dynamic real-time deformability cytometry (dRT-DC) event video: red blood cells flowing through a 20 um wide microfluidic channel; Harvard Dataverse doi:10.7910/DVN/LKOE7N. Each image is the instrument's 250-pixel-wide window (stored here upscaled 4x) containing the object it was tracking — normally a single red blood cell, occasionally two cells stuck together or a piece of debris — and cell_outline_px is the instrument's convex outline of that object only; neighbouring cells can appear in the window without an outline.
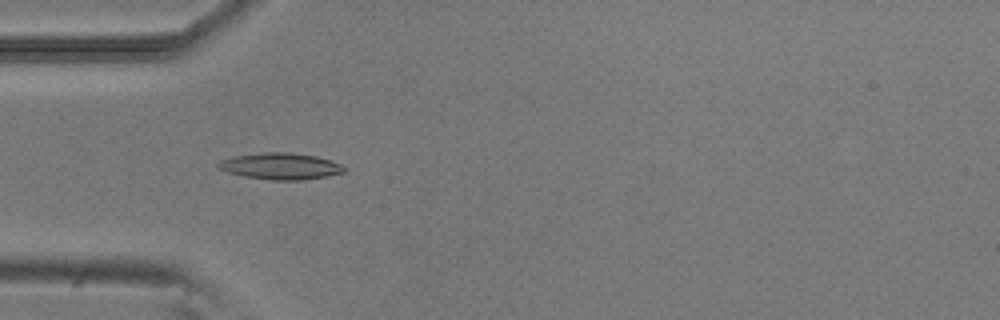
{"species": "common noctule bat (a hibernating species)", "species_latin": "Nyctalus noctula", "temperature_condition": "room temperature", "stored_images_in_passage": 5, "camera_frame_rate_fps": 3000, "um_per_image_px": 0.085, "animal": {"sex": "male", "body_mass_g": 20.5, "forearm_length_mm": 52.5}, "frame": {"image": 1, "passage_image": 4, "time_ms": 1.0, "image_size_px": [1000, 320], "cell_outline_px": [[344, 172], [328, 176], [300, 180], [272, 180], [244, 176], [228, 172], [216, 168], [216, 164], [220, 160], [232, 156], [260, 152], [292, 152], [316, 156], [332, 160], [340, 164], [344, 168]], "centroid_in_image_um": [23.8, 14.11], "position_along_channel_um": 61.2, "area_um2": 19.59}}
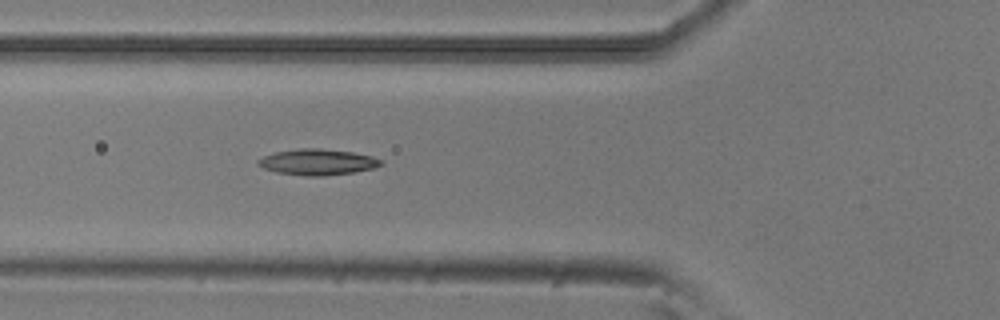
{"frame": {"image": 2, "passage_image": 5, "time_ms": 1.333, "image_size_px": [1000, 320], "cell_outline_px": [[384, 164], [372, 168], [352, 172], [324, 176], [304, 176], [276, 172], [264, 168], [256, 164], [256, 160], [264, 156], [276, 152], [300, 148], [320, 148], [352, 152], [372, 156], [380, 160]], "centroid_in_image_um": [26.96, 13.77], "position_along_channel_um": 98.8, "area_um2": 18.5}}